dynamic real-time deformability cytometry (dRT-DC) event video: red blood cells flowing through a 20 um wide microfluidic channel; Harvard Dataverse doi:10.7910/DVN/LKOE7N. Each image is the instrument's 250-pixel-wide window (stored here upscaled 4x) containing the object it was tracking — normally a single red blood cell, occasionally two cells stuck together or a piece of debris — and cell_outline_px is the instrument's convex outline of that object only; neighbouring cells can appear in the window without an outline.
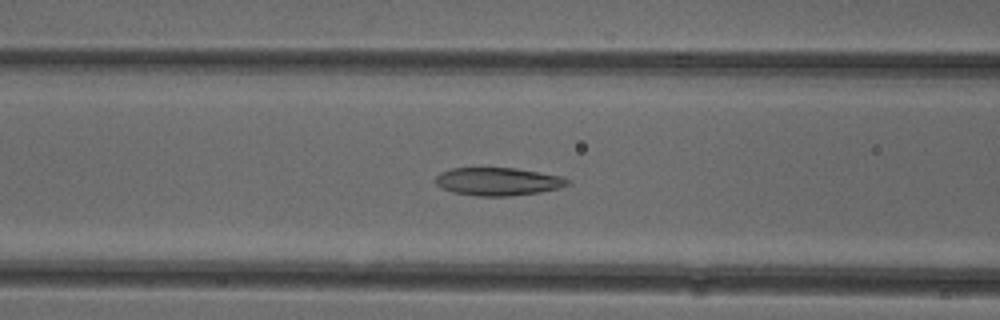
{"species": "common noctule bat (a hibernating species)", "species_latin": "Nyctalus noctula", "temperature_condition": "cold", "stored_images_in_passage": 45, "camera_frame_rate_fps": 3000, "um_per_image_px": 0.085, "animal": {"sex": "female"}, "frame": {"image": 1, "passage_image": 17, "time_ms": 5.333, "image_size_px": [1000, 320], "cell_outline_px": [[572, 184], [560, 188], [540, 192], [512, 196], [476, 196], [452, 192], [440, 188], [436, 184], [436, 176], [440, 172], [452, 168], [516, 168], [564, 176], [572, 180]], "centroid_in_image_um": [42.39, 15.43], "position_along_channel_um": 124.2, "area_um2": 21.91}}
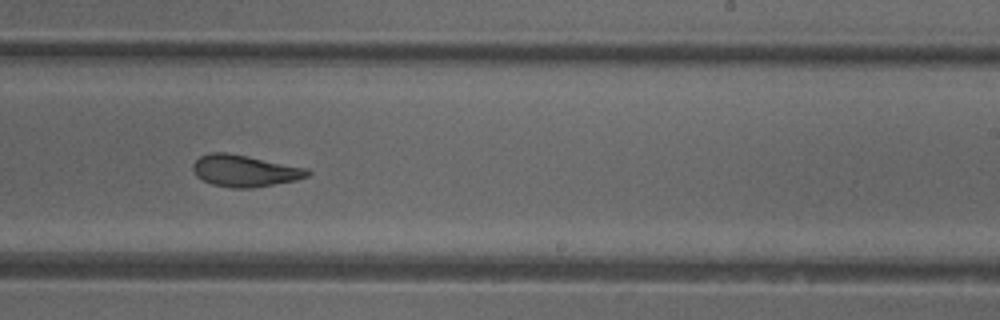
{"frame": {"image": 2, "passage_image": 28, "time_ms": 9.0, "image_size_px": [1000, 320], "cell_outline_px": [[312, 172], [308, 176], [296, 180], [252, 188], [232, 188], [212, 184], [196, 176], [192, 168], [192, 164], [200, 156], [212, 152], [228, 152], [308, 168]], "centroid_in_image_um": [20.8, 14.51], "position_along_channel_um": 268.2, "area_um2": 21.21}}
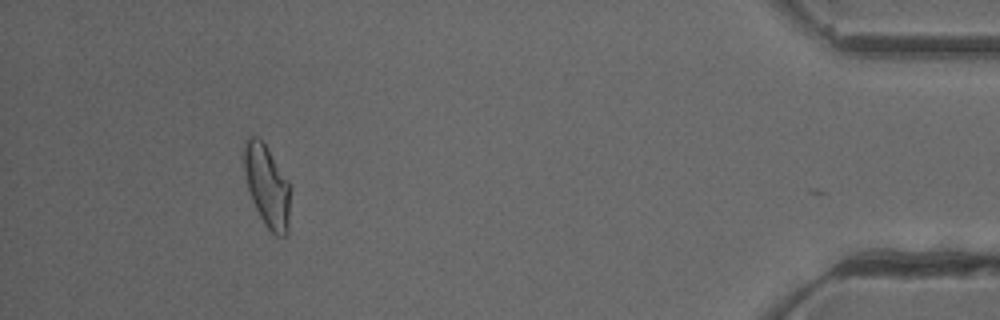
{"frame": {"image": 3, "passage_image": 44, "time_ms": 14.333, "image_size_px": [1000, 320], "cell_outline_px": [[288, 236], [276, 236], [264, 224], [252, 200], [248, 188], [244, 172], [244, 140], [248, 136], [256, 136], [264, 144], [288, 180]], "centroid_in_image_um": [22.67, 15.81], "position_along_channel_um": 412.5, "area_um2": 21.56}, "authors_computed_cell_mechanics": {"area_um2": 21.7328, "velocity_mm_per_s": 3.9347, "shape_relaxation_time_tau1_ms": 7.3963, "shape_relaxation_time_tau2_ms": 2.3408, "deformation_change_tau1": 0.1737, "deformation_change_tau2": 0.078}}